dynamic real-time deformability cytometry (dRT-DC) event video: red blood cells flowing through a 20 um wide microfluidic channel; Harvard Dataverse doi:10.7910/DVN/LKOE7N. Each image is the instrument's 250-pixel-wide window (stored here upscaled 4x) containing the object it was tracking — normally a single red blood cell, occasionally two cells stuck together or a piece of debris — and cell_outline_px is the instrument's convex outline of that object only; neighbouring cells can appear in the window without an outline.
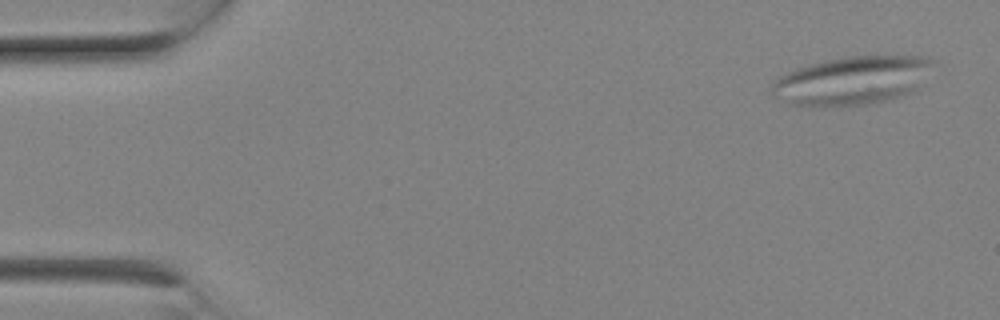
{"species": "Egyptian fruit bat (a non-hibernating species)", "species_latin": "Rousettus aegyptiacus", "temperature_condition": "room temperature", "stored_images_in_passage": 6, "camera_frame_rate_fps": 3000, "um_per_image_px": 0.085, "animal": {"sex": "female"}, "frame": {"image": 1, "passage_image": 1, "time_ms": 0.0, "image_size_px": [1000, 320], "cell_outline_px": [[940, 64], [920, 88], [904, 96], [892, 100], [872, 104], [792, 104], [772, 96], [768, 92], [772, 80], [796, 68], [808, 64], [824, 60], [844, 56], [928, 56], [936, 60]], "centroid_in_image_um": [72.57, 6.8], "position_along_channel_um": 12.4, "area_um2": 46.41}}